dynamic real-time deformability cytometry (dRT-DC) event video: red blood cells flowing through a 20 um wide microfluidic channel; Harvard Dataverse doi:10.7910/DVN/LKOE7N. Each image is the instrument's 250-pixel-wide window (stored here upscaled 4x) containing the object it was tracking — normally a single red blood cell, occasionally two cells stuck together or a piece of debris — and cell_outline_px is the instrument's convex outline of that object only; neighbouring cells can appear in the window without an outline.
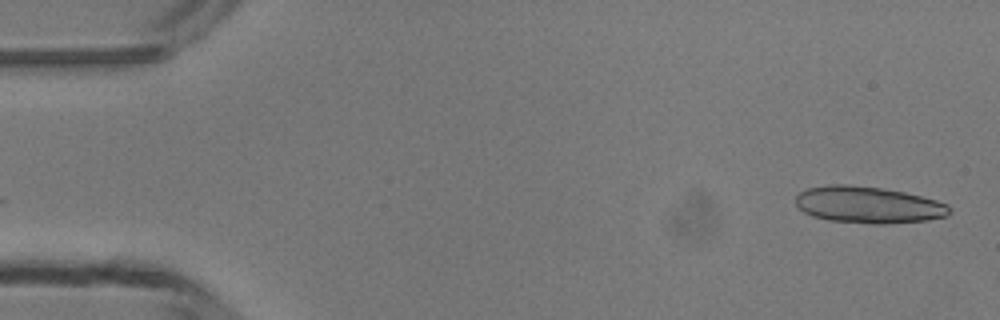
{"species": "common noctule bat (a hibernating species)", "species_latin": "Nyctalus noctula", "temperature_condition": "room temperature", "stored_images_in_passage": 4, "camera_frame_rate_fps": 3000, "um_per_image_px": 0.085, "animal": {"sex": "male", "body_mass_g": 13.3}, "frame": {"image": 1, "passage_image": 2, "time_ms": 0.333, "image_size_px": [1000, 320], "cell_outline_px": [[952, 212], [948, 216], [928, 220], [884, 224], [872, 224], [828, 220], [812, 216], [804, 212], [796, 204], [796, 196], [800, 192], [808, 188], [828, 184], [848, 184], [880, 188], [904, 192], [936, 200], [948, 204], [952, 208]], "centroid_in_image_um": [73.83, 17.41], "position_along_channel_um": 11.2, "area_um2": 33.06}}